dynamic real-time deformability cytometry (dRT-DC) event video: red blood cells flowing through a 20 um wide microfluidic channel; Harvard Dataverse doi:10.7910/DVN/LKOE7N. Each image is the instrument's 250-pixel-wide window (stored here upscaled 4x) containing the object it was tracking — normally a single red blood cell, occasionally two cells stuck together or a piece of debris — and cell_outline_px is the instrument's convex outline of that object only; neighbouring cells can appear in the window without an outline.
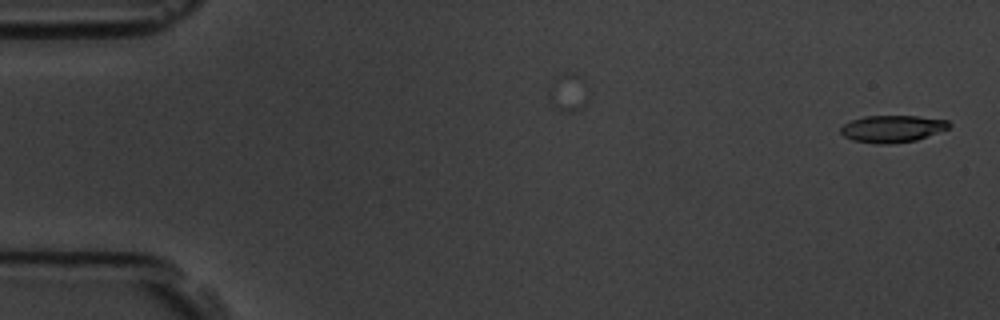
{"species": "common noctule bat (a hibernating species)", "species_latin": "Nyctalus noctula", "temperature_condition": "room temperature", "stored_images_in_passage": 2, "camera_frame_rate_fps": 3000, "um_per_image_px": 0.085, "animal": {"sex": "male", "body_mass_g": 19.5, "forearm_length_mm": 54.6}, "frame": {"image": 1, "passage_image": 2, "time_ms": 1.0, "image_size_px": [1000, 320], "cell_outline_px": [[952, 124], [948, 128], [916, 140], [892, 144], [876, 144], [852, 140], [844, 136], [840, 132], [840, 128], [844, 124], [852, 120], [864, 116], [916, 116], [948, 120]], "centroid_in_image_um": [75.83, 10.95], "position_along_channel_um": 9.2, "area_um2": 17.05}}